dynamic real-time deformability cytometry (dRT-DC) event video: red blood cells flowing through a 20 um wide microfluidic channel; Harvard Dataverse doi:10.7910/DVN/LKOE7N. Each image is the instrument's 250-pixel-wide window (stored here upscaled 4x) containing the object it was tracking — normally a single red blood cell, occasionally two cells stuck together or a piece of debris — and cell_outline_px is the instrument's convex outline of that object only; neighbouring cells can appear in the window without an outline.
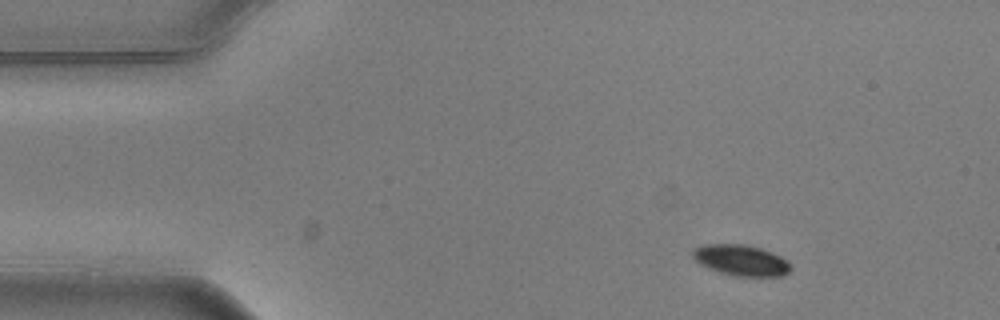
{"species": "common noctule bat (a hibernating species)", "species_latin": "Nyctalus noctula", "temperature_condition": "warm", "stored_images_in_passage": 5, "camera_frame_rate_fps": 3000, "um_per_image_px": 0.085, "animal": {"sex": "male", "body_mass_g": 20.5, "forearm_length_mm": 52.5}, "frame": {"image": 1, "passage_image": 1, "time_ms": 0.0, "image_size_px": [1000, 320], "cell_outline_px": [[792, 268], [788, 272], [780, 276], [736, 276], [720, 272], [708, 268], [700, 264], [692, 256], [692, 248], [704, 244], [744, 244], [760, 248], [772, 252], [788, 260]], "centroid_in_image_um": [62.98, 22.11], "position_along_channel_um": 22.0, "area_um2": 17.69}}
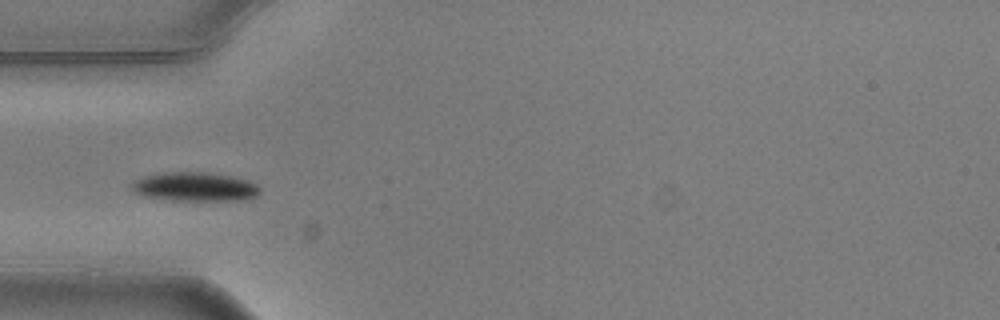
{"frame": {"image": 2, "passage_image": 4, "time_ms": 1.0, "image_size_px": [1000, 320], "cell_outline_px": [[260, 192], [256, 196], [244, 200], [172, 200], [144, 196], [132, 192], [132, 184], [136, 180], [144, 176], [164, 172], [208, 172], [232, 176], [248, 180], [256, 184], [260, 188]], "centroid_in_image_um": [16.58, 15.87], "position_along_channel_um": 68.4, "area_um2": 21.68}}
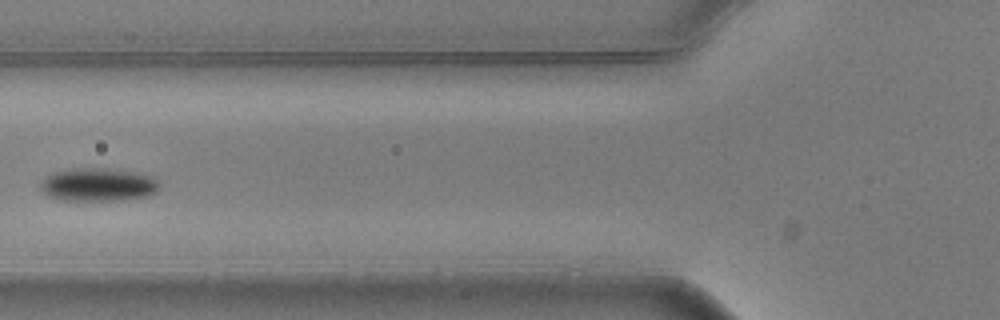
{"frame": {"image": 3, "passage_image": 5, "time_ms": 1.333, "image_size_px": [1000, 320], "cell_outline_px": [[160, 184], [156, 192], [148, 196], [124, 200], [64, 200], [48, 196], [40, 188], [40, 184], [52, 172], [72, 168], [104, 168], [132, 172], [148, 176], [156, 180]], "centroid_in_image_um": [8.33, 15.7], "position_along_channel_um": 117.5, "area_um2": 22.77}}